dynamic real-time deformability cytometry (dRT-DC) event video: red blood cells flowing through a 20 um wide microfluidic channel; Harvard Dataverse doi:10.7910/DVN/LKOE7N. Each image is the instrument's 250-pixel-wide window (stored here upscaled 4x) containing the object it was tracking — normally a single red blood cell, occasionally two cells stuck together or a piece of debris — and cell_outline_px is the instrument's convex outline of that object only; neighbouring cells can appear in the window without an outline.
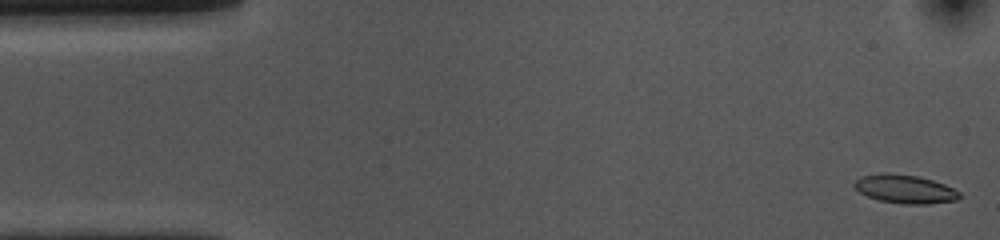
{"species": "common noctule bat (a hibernating species)", "species_latin": "Nyctalus noctula", "temperature_condition": "cold", "stored_images_in_passage": 51, "camera_frame_rate_fps": 3000, "um_per_image_px": 0.085, "animal": {"sex": "female", "body_mass_g": 10.0, "forearm_length_mm": 53.1}, "frame": {"image": 1, "passage_image": 1, "time_ms": 0.0, "image_size_px": [1000, 240], "cell_outline_px": [[960, 196], [956, 200], [928, 204], [904, 204], [880, 200], [868, 196], [860, 192], [852, 184], [860, 176], [888, 172], [916, 176], [932, 180], [944, 184], [960, 192]], "centroid_in_image_um": [76.91, 16.06], "position_along_channel_um": 8.1, "area_um2": 17.34}}
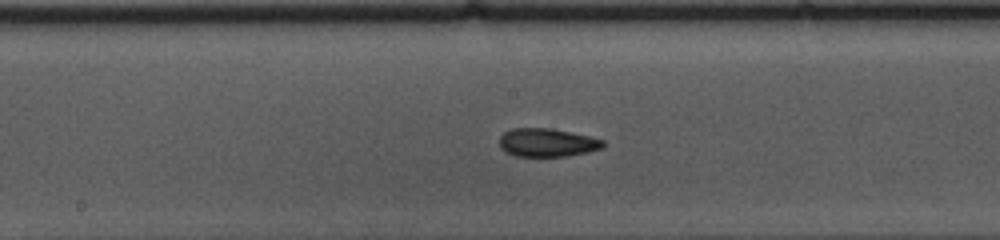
{"frame": {"image": 2, "passage_image": 26, "time_ms": 8.333, "image_size_px": [1000, 240], "cell_outline_px": [[604, 148], [588, 152], [564, 156], [516, 156], [504, 152], [500, 148], [500, 136], [504, 132], [512, 128], [552, 128], [588, 136], [604, 140]], "centroid_in_image_um": [46.49, 12.12], "position_along_channel_um": 201.7, "area_um2": 17.17}}
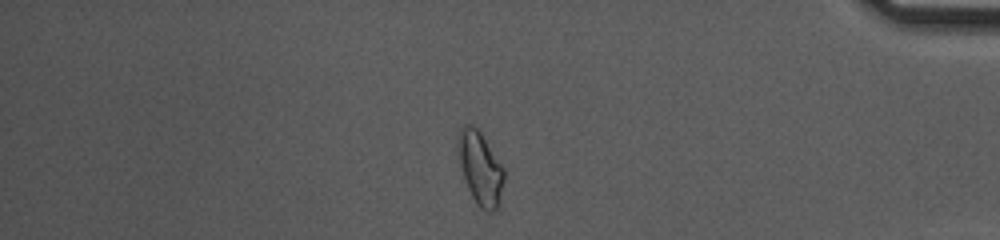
{"frame": {"image": 3, "passage_image": 45, "time_ms": 14.667, "image_size_px": [1000, 240], "cell_outline_px": [[504, 180], [496, 208], [492, 212], [488, 212], [480, 208], [476, 204], [468, 188], [460, 164], [456, 140], [460, 128], [464, 124], [472, 124], [480, 132], [504, 168]], "centroid_in_image_um": [40.8, 14.26], "position_along_channel_um": 394.4, "area_um2": 19.31}, "authors_computed_cell_mechanics": {"area_um2": 17.6868, "velocity_mm_per_s": 3.6291, "shape_relaxation_time_tau1_ms": null, "shape_relaxation_time_tau2_ms": 3.0, "deformation_change_tau1": null, "deformation_change_tau2": 0.0991}}